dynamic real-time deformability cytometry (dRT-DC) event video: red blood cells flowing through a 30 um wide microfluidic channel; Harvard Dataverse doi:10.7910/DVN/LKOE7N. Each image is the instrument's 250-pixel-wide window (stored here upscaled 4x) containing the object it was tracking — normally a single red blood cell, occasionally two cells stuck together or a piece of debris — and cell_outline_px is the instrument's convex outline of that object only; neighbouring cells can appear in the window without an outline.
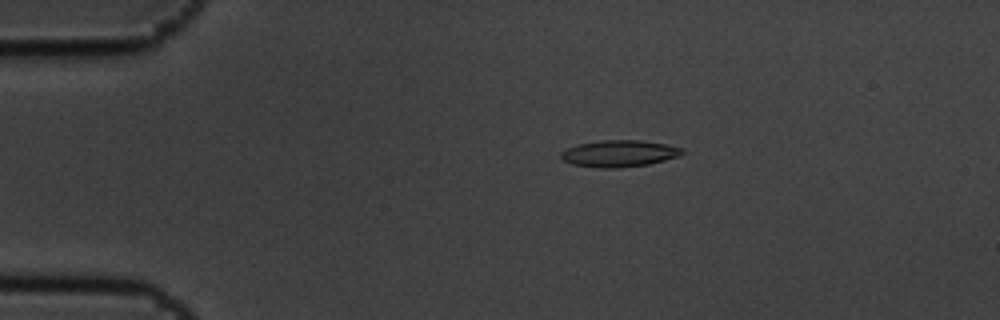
{"species": "common noctule bat (a hibernating species)", "species_latin": "Nyctalus noctula", "temperature_condition": "cold", "stored_images_in_passage": 8, "camera_frame_rate_fps": 3000, "um_per_image_px": 0.085, "animal": {"sex": "male", "body_mass_g": 19.5, "forearm_length_mm": 54.6}, "frame": {"image": 1, "passage_image": 4, "time_ms": 1.0, "image_size_px": [1000, 320], "cell_outline_px": [[684, 152], [680, 156], [648, 164], [616, 168], [600, 168], [572, 164], [564, 160], [560, 156], [560, 152], [576, 144], [600, 140], [640, 140], [664, 144], [684, 148]], "centroid_in_image_um": [52.62, 13.04], "position_along_channel_um": 32.4, "area_um2": 18.84}}
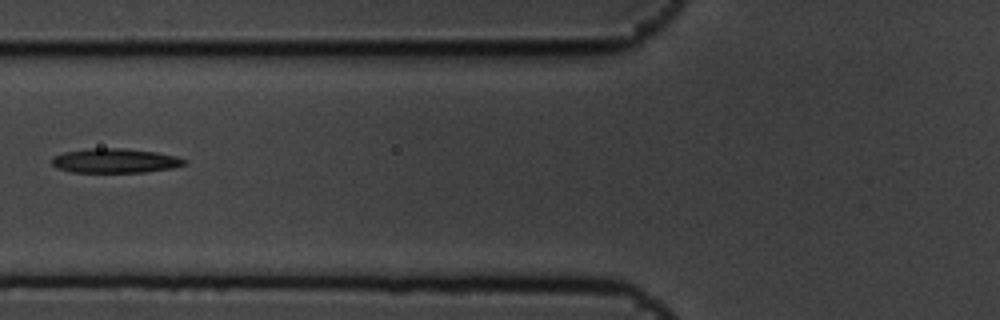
{"frame": {"image": 2, "passage_image": 7, "time_ms": 2.0, "image_size_px": [1000, 320], "cell_outline_px": [[188, 164], [172, 168], [144, 172], [72, 172], [56, 168], [52, 164], [52, 156], [64, 152], [92, 148], [124, 148], [156, 152], [176, 156], [188, 160]], "centroid_in_image_um": [9.8, 13.66], "position_along_channel_um": 116.0, "area_um2": 18.96}}
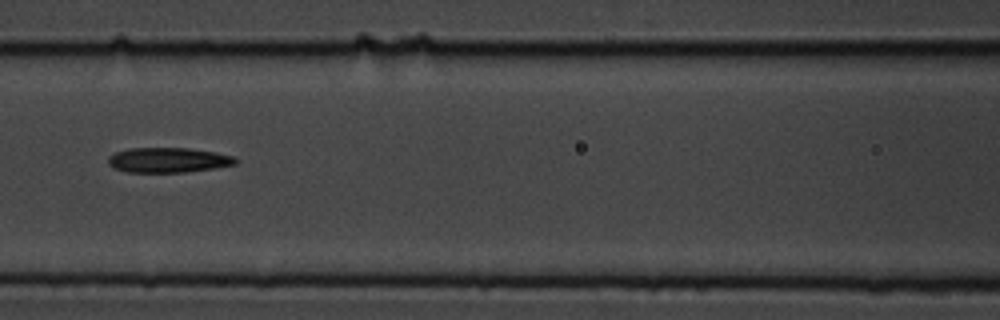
{"frame": {"image": 3, "passage_image": 8, "time_ms": 2.333, "image_size_px": [1000, 320], "cell_outline_px": [[236, 164], [212, 168], [184, 172], [128, 172], [112, 168], [108, 164], [108, 156], [116, 152], [128, 148], [188, 148], [216, 152], [232, 156], [236, 160]], "centroid_in_image_um": [14.24, 13.6], "position_along_channel_um": 152.4, "area_um2": 18.44}}